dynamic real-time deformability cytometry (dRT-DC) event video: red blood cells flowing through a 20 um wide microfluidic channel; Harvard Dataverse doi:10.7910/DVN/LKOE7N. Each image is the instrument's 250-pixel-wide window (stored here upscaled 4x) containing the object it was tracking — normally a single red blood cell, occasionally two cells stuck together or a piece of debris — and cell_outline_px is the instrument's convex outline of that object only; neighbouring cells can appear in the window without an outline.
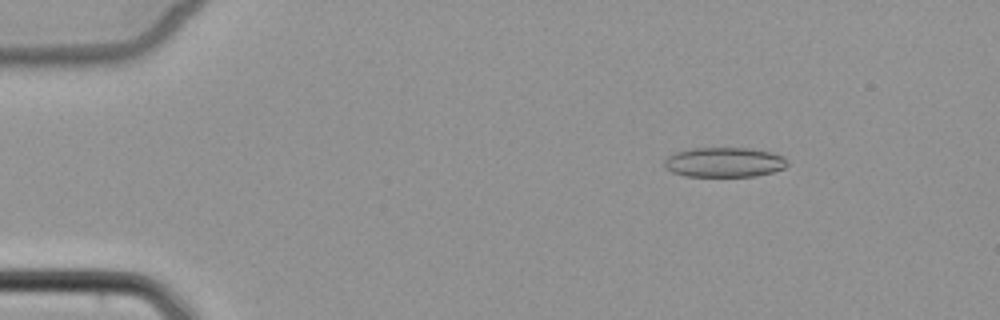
{"species": "common noctule bat (a hibernating species)", "species_latin": "Nyctalus noctula", "temperature_condition": "cold", "stored_images_in_passage": 8, "camera_frame_rate_fps": 3000, "um_per_image_px": 0.085, "animal": {"sex": "female", "body_mass_g": 22.7, "forearm_length_mm": 54.2}, "frame": {"image": 1, "passage_image": 3, "time_ms": 2.667, "image_size_px": [1000, 320], "cell_outline_px": [[788, 164], [784, 168], [772, 172], [756, 176], [684, 176], [672, 172], [664, 168], [664, 160], [668, 156], [676, 152], [692, 148], [748, 148], [772, 152], [784, 156], [788, 160]], "centroid_in_image_um": [61.57, 13.79], "position_along_channel_um": 23.4, "area_um2": 21.5}}
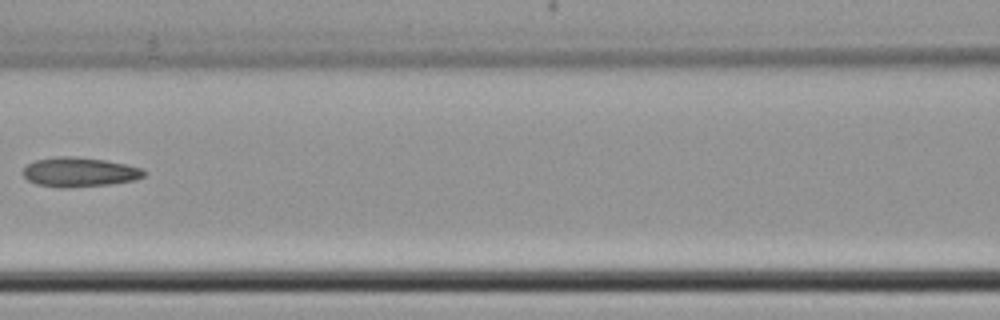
{"frame": {"image": 2, "passage_image": 7, "time_ms": 8.333, "image_size_px": [1000, 320], "cell_outline_px": [[144, 176], [132, 180], [108, 184], [64, 188], [60, 188], [36, 184], [28, 180], [20, 172], [28, 164], [36, 160], [56, 156], [76, 156], [104, 160], [144, 168]], "centroid_in_image_um": [6.7, 14.62], "position_along_channel_um": 159.9, "area_um2": 20.69}}
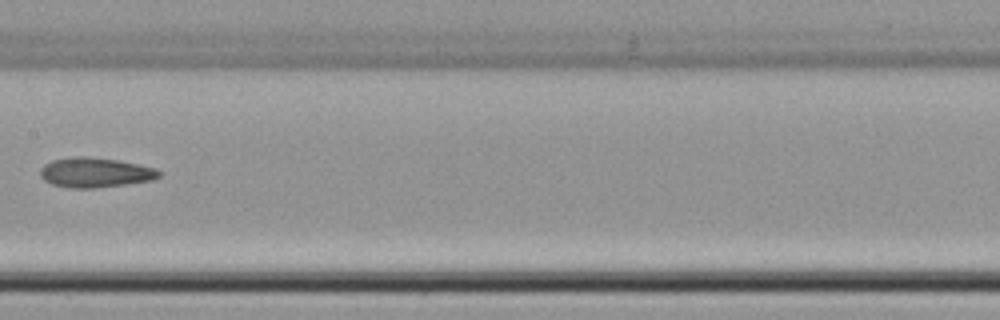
{"frame": {"image": 3, "passage_image": 8, "time_ms": 9.333, "image_size_px": [1000, 320], "cell_outline_px": [[160, 176], [152, 180], [124, 184], [92, 188], [68, 188], [52, 184], [44, 180], [40, 176], [40, 168], [44, 164], [52, 160], [72, 156], [84, 156], [116, 160], [156, 168], [160, 172]], "centroid_in_image_um": [8.04, 14.66], "position_along_channel_um": 199.4, "area_um2": 20.52}}